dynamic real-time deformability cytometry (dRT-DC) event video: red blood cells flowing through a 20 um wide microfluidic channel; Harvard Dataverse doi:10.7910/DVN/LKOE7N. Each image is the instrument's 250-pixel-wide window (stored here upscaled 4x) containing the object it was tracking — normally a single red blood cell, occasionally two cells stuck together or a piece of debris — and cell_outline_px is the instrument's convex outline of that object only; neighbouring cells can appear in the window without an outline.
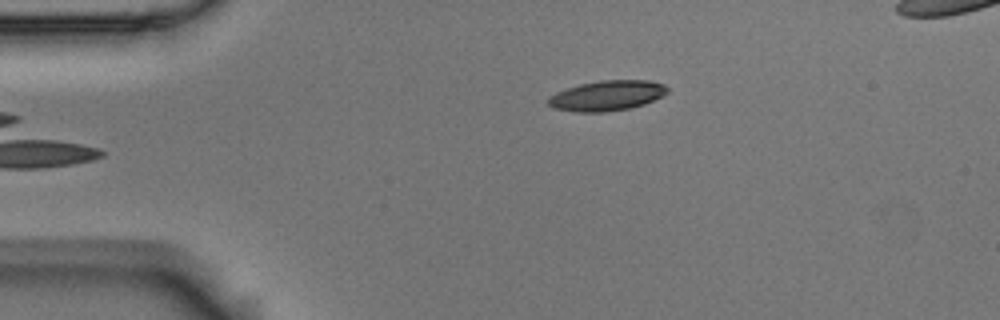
{"species": "Egyptian fruit bat (a non-hibernating species)", "species_latin": "Rousettus aegyptiacus", "temperature_condition": "room temperature", "stored_images_in_passage": 4, "camera_frame_rate_fps": 3000, "um_per_image_px": 0.085, "animal": {"sex": "male"}, "frame": {"image": 1, "passage_image": 4, "time_ms": 1.0, "image_size_px": [1000, 320], "cell_outline_px": [[668, 92], [644, 104], [628, 108], [604, 112], [576, 112], [552, 108], [548, 104], [548, 96], [556, 92], [580, 84], [600, 80], [648, 80], [664, 84], [668, 88]], "centroid_in_image_um": [51.56, 8.12], "position_along_channel_um": 33.4, "area_um2": 20.87}}